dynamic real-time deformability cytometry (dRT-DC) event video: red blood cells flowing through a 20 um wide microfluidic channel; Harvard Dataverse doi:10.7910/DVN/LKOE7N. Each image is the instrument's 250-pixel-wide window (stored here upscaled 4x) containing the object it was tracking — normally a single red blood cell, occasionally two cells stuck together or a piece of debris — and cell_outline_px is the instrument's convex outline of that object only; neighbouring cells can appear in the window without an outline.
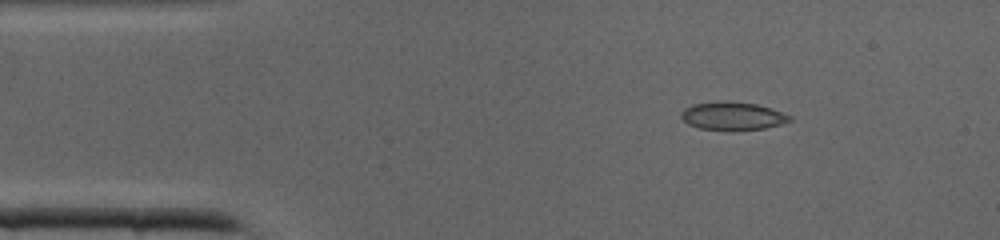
{"species": "common noctule bat (a hibernating species)", "species_latin": "Nyctalus noctula", "temperature_condition": "cold", "stored_images_in_passage": 36, "camera_frame_rate_fps": 3000, "um_per_image_px": 0.085, "animal": {"sex": "male", "body_mass_g": 19.0, "forearm_length_mm": 50.8}, "frame": {"image": 1, "passage_image": 1, "time_ms": 0.0, "image_size_px": [1000, 240], "cell_outline_px": [[792, 120], [780, 124], [764, 128], [700, 128], [688, 124], [680, 116], [680, 112], [684, 108], [692, 104], [724, 100], [728, 100], [756, 104], [772, 108], [792, 116]], "centroid_in_image_um": [62.26, 9.8], "position_along_channel_um": 22.7, "area_um2": 17.34}}
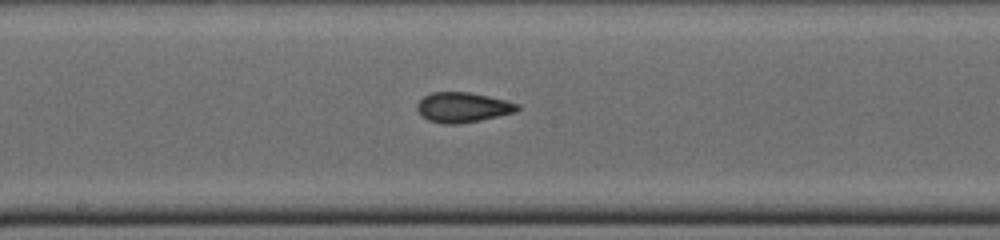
{"frame": {"image": 2, "passage_image": 16, "time_ms": 5.0, "image_size_px": [1000, 240], "cell_outline_px": [[520, 108], [516, 112], [480, 120], [460, 124], [444, 124], [428, 120], [416, 108], [416, 104], [424, 96], [432, 92], [468, 92], [488, 96], [520, 104]], "centroid_in_image_um": [39.34, 9.12], "position_along_channel_um": 208.9, "area_um2": 17.46}}
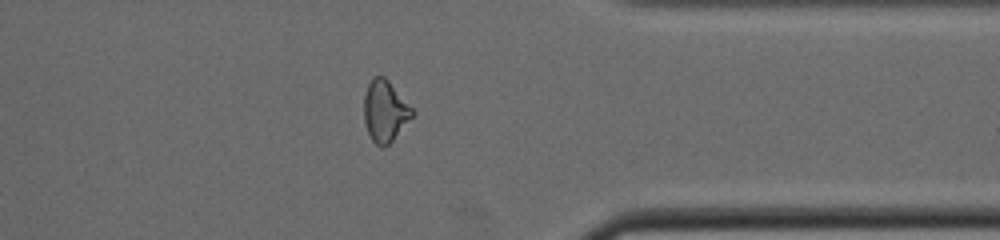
{"frame": {"image": 3, "passage_image": 27, "time_ms": 8.667, "image_size_px": [1000, 240], "cell_outline_px": [[416, 112], [392, 140], [384, 148], [376, 144], [372, 140], [364, 124], [364, 96], [368, 84], [372, 76], [384, 76], [388, 80]], "centroid_in_image_um": [32.71, 9.43], "position_along_channel_um": 378.7, "area_um2": 17.17}}